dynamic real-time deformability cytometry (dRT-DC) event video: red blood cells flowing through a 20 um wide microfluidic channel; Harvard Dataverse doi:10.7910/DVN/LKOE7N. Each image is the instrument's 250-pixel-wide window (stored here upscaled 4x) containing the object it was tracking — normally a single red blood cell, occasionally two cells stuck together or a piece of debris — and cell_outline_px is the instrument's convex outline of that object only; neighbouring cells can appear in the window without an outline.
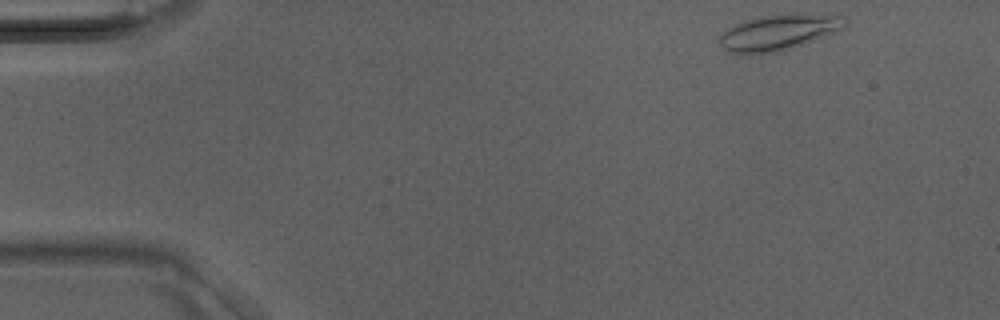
{"species": "Egyptian fruit bat (a non-hibernating species)", "species_latin": "Rousettus aegyptiacus", "temperature_condition": "room temperature", "stored_images_in_passage": 37, "camera_frame_rate_fps": 3000, "um_per_image_px": 0.085, "animal": {"sex": "male"}, "frame": {"image": 1, "passage_image": 1, "time_ms": 0.0, "image_size_px": [1000, 320], "cell_outline_px": [[848, 24], [844, 28], [792, 48], [776, 52], [748, 56], [744, 56], [728, 52], [720, 44], [720, 36], [728, 28], [736, 24], [760, 16], [844, 16], [848, 20]], "centroid_in_image_um": [66.1, 2.82], "position_along_channel_um": 18.9, "area_um2": 25.32}}
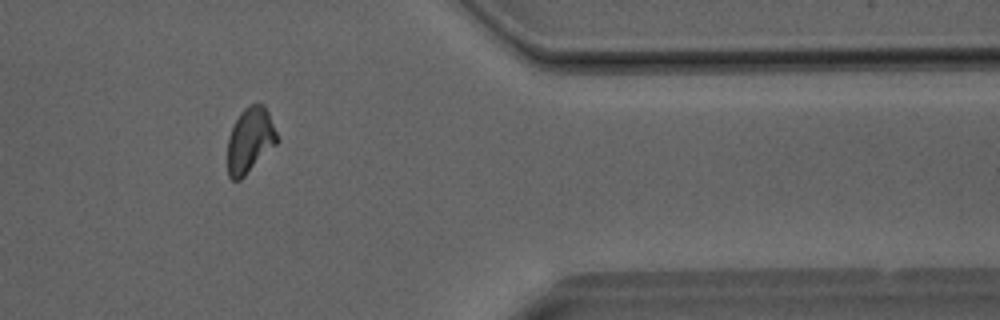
{"frame": {"image": 2, "passage_image": 30, "time_ms": 9.667, "image_size_px": [1000, 320], "cell_outline_px": [[280, 140], [240, 180], [232, 180], [228, 176], [228, 136], [240, 112], [248, 104], [264, 104], [268, 112]], "centroid_in_image_um": [21.25, 11.9], "position_along_channel_um": 390.1, "area_um2": 18.73}}
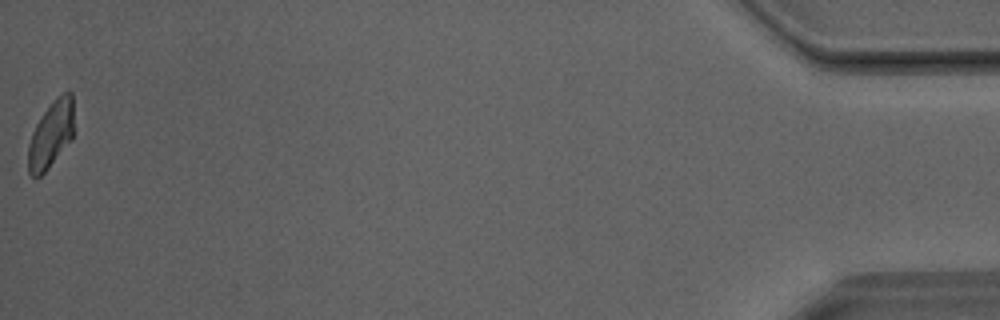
{"frame": {"image": 3, "passage_image": 37, "time_ms": 12.0, "image_size_px": [1000, 320], "cell_outline_px": [[72, 136], [48, 168], [40, 176], [32, 176], [28, 172], [28, 144], [32, 132], [36, 124], [52, 100], [56, 96], [64, 92], [72, 92]], "centroid_in_image_um": [4.29, 11.41], "position_along_channel_um": 430.9, "area_um2": 17.28}}